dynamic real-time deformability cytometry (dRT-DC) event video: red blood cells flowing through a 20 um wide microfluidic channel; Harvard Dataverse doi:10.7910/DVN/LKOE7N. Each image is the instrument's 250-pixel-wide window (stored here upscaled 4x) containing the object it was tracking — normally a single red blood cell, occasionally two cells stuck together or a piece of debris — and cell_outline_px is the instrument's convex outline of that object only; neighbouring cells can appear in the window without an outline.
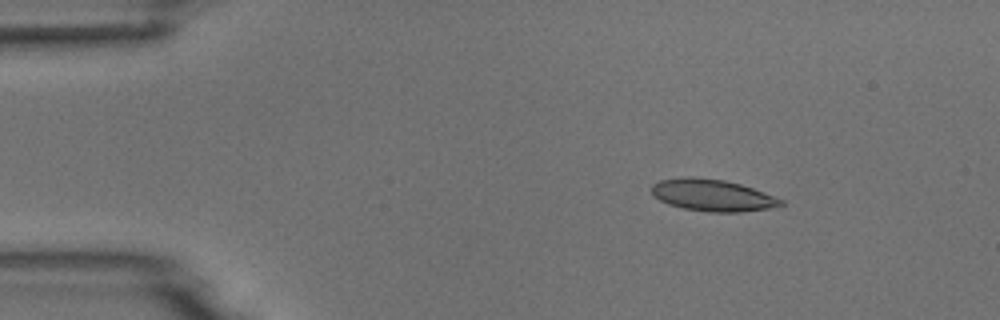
{"species": "common noctule bat (a hibernating species)", "species_latin": "Nyctalus noctula", "temperature_condition": "room temperature", "stored_images_in_passage": 4, "camera_frame_rate_fps": 3000, "um_per_image_px": 0.085, "animal": {"sex": "male", "body_mass_g": 18.8}, "frame": {"image": 1, "passage_image": 2, "time_ms": 1.667, "image_size_px": [1000, 320], "cell_outline_px": [[784, 204], [768, 208], [740, 212], [708, 212], [684, 208], [668, 204], [652, 196], [652, 184], [660, 180], [680, 176], [692, 176], [724, 180], [740, 184], [752, 188], [784, 200]], "centroid_in_image_um": [60.5, 16.58], "position_along_channel_um": 24.5, "area_um2": 23.99}}